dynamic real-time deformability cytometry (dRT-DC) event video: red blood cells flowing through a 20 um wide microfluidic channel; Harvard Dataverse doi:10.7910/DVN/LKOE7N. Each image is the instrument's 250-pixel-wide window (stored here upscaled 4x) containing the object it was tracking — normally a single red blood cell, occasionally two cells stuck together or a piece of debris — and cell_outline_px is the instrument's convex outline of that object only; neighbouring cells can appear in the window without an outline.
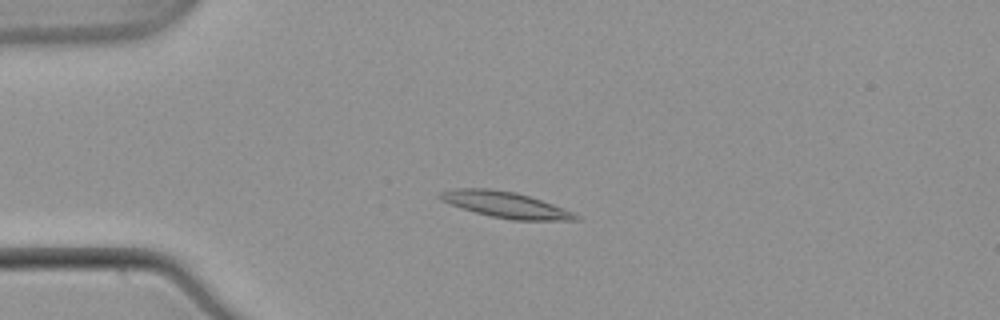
{"species": "common noctule bat (a hibernating species)", "species_latin": "Nyctalus noctula", "temperature_condition": "warm", "stored_images_in_passage": 54, "camera_frame_rate_fps": 3000, "um_per_image_px": 0.085, "animal": {"sex": "male", "body_mass_g": 21.5, "forearm_length_mm": 52.0}, "frame": {"image": 1, "passage_image": 14, "time_ms": 4.333, "image_size_px": [1000, 320], "cell_outline_px": [[580, 220], [512, 220], [492, 216], [476, 212], [440, 200], [436, 196], [440, 192], [452, 188], [488, 188], [516, 192], [552, 204], [572, 212], [580, 216]], "centroid_in_image_um": [42.94, 17.39], "position_along_channel_um": 42.1, "area_um2": 20.29}}
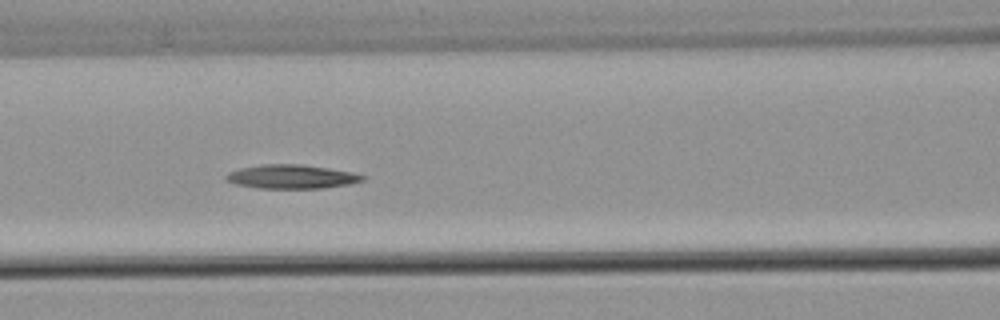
{"frame": {"image": 2, "passage_image": 24, "time_ms": 7.667, "image_size_px": [1000, 320], "cell_outline_px": [[368, 176], [364, 180], [348, 184], [324, 188], [256, 188], [236, 184], [224, 180], [224, 176], [228, 172], [240, 168], [260, 164], [300, 164], [328, 168], [352, 172]], "centroid_in_image_um": [24.75, 15.01], "position_along_channel_um": 141.8, "area_um2": 19.13}}
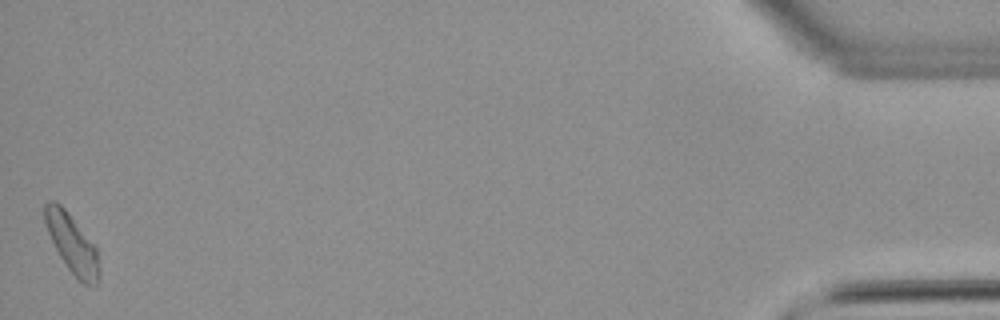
{"frame": {"image": 3, "passage_image": 54, "time_ms": 17.667, "image_size_px": [1000, 320], "cell_outline_px": [[100, 280], [96, 284], [84, 284], [76, 280], [60, 256], [48, 232], [44, 220], [44, 204], [48, 200], [56, 200], [64, 208], [96, 248], [100, 268]], "centroid_in_image_um": [6.12, 20.73], "position_along_channel_um": 429.1, "area_um2": 18.38}}